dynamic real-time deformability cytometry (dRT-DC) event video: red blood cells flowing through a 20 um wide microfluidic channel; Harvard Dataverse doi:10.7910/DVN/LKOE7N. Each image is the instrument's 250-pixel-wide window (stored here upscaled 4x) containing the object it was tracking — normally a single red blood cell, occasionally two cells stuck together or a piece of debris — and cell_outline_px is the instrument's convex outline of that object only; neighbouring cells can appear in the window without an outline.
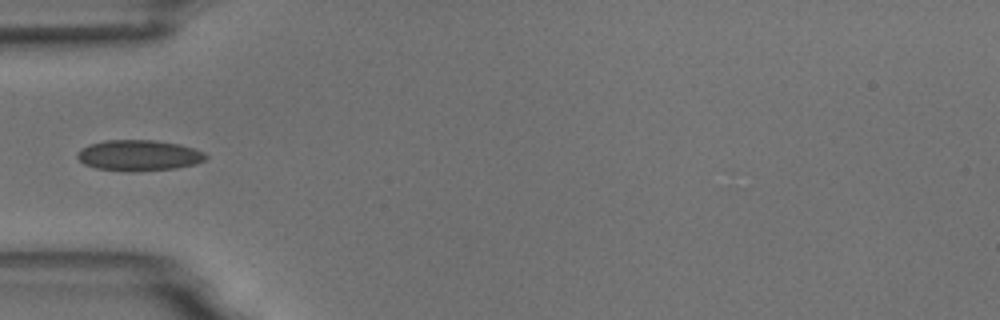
{"species": "common noctule bat (a hibernating species)", "species_latin": "Nyctalus noctula", "temperature_condition": "room temperature", "stored_images_in_passage": 4, "camera_frame_rate_fps": 3000, "um_per_image_px": 0.085, "animal": {"sex": "male", "body_mass_g": 18.8}, "frame": {"image": 1, "passage_image": 4, "time_ms": 3.333, "image_size_px": [1000, 320], "cell_outline_px": [[208, 156], [204, 160], [196, 164], [176, 168], [132, 172], [96, 168], [84, 164], [76, 156], [80, 148], [88, 144], [104, 140], [152, 140], [180, 144], [204, 152]], "centroid_in_image_um": [11.78, 13.21], "position_along_channel_um": 73.2, "area_um2": 23.18}}